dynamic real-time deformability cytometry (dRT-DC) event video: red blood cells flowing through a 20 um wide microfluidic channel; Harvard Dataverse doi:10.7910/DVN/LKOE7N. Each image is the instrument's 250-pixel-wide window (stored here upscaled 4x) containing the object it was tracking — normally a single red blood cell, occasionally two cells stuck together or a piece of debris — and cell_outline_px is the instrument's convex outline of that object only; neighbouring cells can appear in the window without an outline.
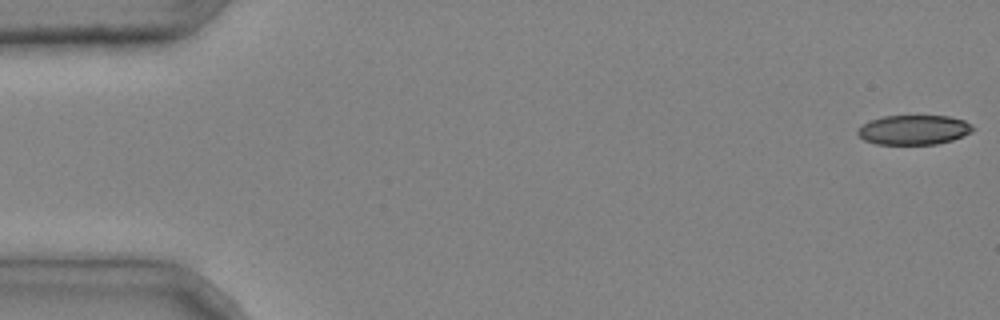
{"species": "common noctule bat (a hibernating species)", "species_latin": "Nyctalus noctula", "temperature_condition": "cold", "stored_images_in_passage": 6, "camera_frame_rate_fps": 3000, "um_per_image_px": 0.085, "animal": {"sex": "male", "body_mass_g": 20.4}, "frame": {"image": 1, "passage_image": 1, "time_ms": 0.0, "image_size_px": [1000, 320], "cell_outline_px": [[976, 128], [972, 132], [952, 140], [936, 144], [876, 144], [864, 140], [856, 132], [856, 128], [868, 120], [884, 116], [948, 116], [964, 120]], "centroid_in_image_um": [77.64, 11.03], "position_along_channel_um": 7.4, "area_um2": 20.0}}
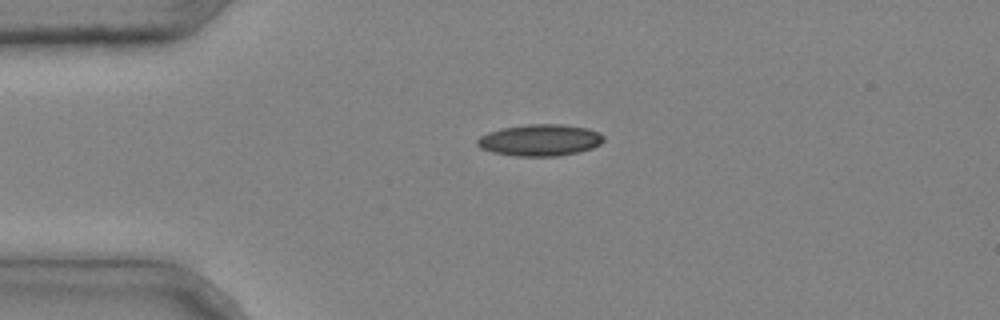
{"frame": {"image": 2, "passage_image": 4, "time_ms": 1.0, "image_size_px": [1000, 320], "cell_outline_px": [[604, 140], [600, 144], [592, 148], [560, 156], [516, 156], [492, 152], [480, 148], [476, 144], [476, 140], [480, 136], [488, 132], [504, 128], [528, 124], [564, 124], [588, 128], [600, 132], [604, 136]], "centroid_in_image_um": [45.91, 11.91], "position_along_channel_um": 39.1, "area_um2": 23.35}}
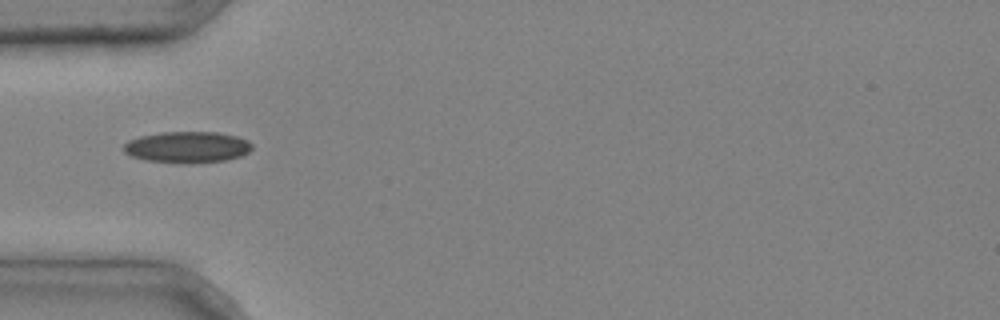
{"frame": {"image": 3, "passage_image": 5, "time_ms": 1.333, "image_size_px": [1000, 320], "cell_outline_px": [[252, 148], [248, 152], [240, 156], [228, 160], [184, 164], [144, 160], [132, 156], [124, 152], [124, 144], [128, 140], [140, 136], [160, 132], [220, 132], [236, 136], [248, 140], [252, 144]], "centroid_in_image_um": [15.92, 12.51], "position_along_channel_um": 69.1, "area_um2": 23.64}}